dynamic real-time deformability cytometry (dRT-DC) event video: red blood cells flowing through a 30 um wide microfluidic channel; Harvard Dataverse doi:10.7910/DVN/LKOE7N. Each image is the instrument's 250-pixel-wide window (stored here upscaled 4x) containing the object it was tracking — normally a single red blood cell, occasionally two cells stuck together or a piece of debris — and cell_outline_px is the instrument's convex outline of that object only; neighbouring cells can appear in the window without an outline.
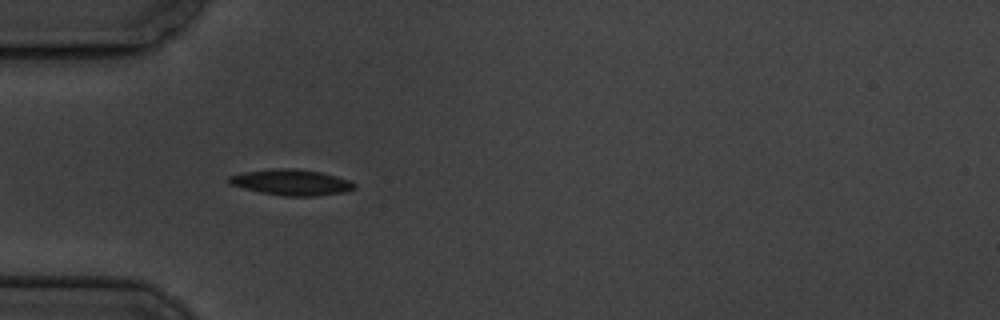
{"species": "common noctule bat (a hibernating species)", "species_latin": "Nyctalus noctula", "temperature_condition": "cold", "stored_images_in_passage": 6, "camera_frame_rate_fps": 3000, "um_per_image_px": 0.085, "animal": {"sex": "male", "body_mass_g": 19.5, "forearm_length_mm": 54.6}, "frame": {"image": 1, "passage_image": 5, "time_ms": 5.667, "image_size_px": [1000, 320], "cell_outline_px": [[356, 188], [344, 192], [316, 196], [284, 196], [260, 192], [228, 184], [228, 176], [240, 172], [280, 168], [296, 168], [320, 172], [336, 176], [348, 180], [356, 184]], "centroid_in_image_um": [24.74, 15.49], "position_along_channel_um": 60.3, "area_um2": 18.96}}